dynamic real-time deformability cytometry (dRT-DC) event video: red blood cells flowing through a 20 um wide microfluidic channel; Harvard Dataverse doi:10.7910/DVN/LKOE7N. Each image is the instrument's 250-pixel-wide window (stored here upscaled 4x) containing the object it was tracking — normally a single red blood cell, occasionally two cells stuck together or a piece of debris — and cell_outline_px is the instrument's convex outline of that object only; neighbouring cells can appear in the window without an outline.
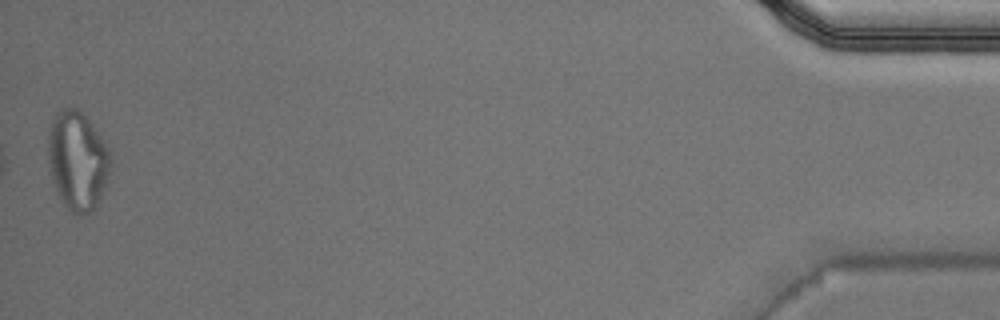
{"species": "Egyptian fruit bat (a non-hibernating species)", "species_latin": "Rousettus aegyptiacus", "temperature_condition": "warm", "stored_images_in_passage": 36, "camera_frame_rate_fps": 3000, "um_per_image_px": 0.085, "animal": {"sex": "male"}, "frame": {"image": 1, "passage_image": 36, "time_ms": 11.667, "image_size_px": [1000, 320], "cell_outline_px": [[112, 168], [108, 180], [96, 208], [92, 212], [84, 216], [72, 212], [64, 204], [56, 192], [52, 180], [48, 160], [48, 136], [52, 124], [56, 116], [64, 108], [76, 108], [88, 120], [104, 140], [112, 152]], "centroid_in_image_um": [6.64, 13.72], "position_along_channel_um": 428.6, "area_um2": 36.18}, "authors_computed_cell_mechanics": {"area_um2": 20.7502, "velocity_mm_per_s": 4.0459, "shape_relaxation_time_tau1_ms": null, "shape_relaxation_time_tau2_ms": 2.9143, "deformation_change_tau1": null, "deformation_change_tau2": 0.1307}}